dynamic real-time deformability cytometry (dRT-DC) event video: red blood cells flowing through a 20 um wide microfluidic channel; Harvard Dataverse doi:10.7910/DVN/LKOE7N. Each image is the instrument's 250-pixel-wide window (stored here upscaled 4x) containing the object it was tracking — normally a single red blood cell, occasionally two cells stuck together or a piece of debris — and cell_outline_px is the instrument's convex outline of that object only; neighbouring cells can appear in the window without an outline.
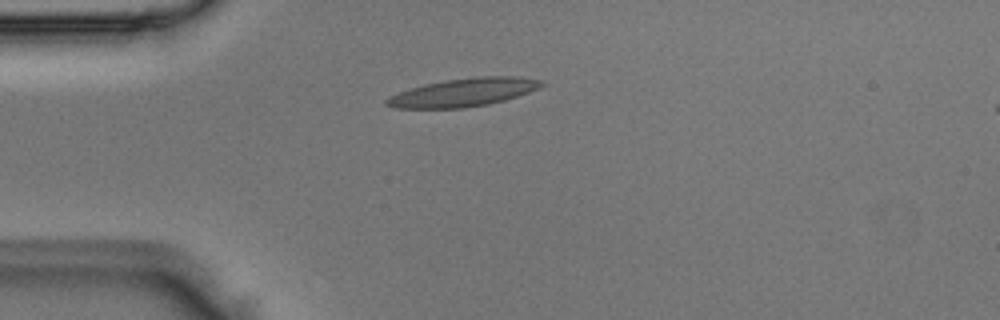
{"species": "Egyptian fruit bat (a non-hibernating species)", "species_latin": "Rousettus aegyptiacus", "temperature_condition": "room temperature", "stored_images_in_passage": 1, "camera_frame_rate_fps": 3000, "um_per_image_px": 0.085, "animal": {"sex": "male"}, "frame": {"image": 1, "passage_image": 1, "time_ms": 0.0, "image_size_px": [1000, 320], "cell_outline_px": [[548, 84], [540, 88], [504, 100], [488, 104], [460, 108], [396, 108], [384, 104], [384, 100], [400, 92], [424, 84], [444, 80], [476, 76], [512, 76], [540, 80]], "centroid_in_image_um": [39.42, 7.84], "position_along_channel_um": 45.6, "area_um2": 25.26}}